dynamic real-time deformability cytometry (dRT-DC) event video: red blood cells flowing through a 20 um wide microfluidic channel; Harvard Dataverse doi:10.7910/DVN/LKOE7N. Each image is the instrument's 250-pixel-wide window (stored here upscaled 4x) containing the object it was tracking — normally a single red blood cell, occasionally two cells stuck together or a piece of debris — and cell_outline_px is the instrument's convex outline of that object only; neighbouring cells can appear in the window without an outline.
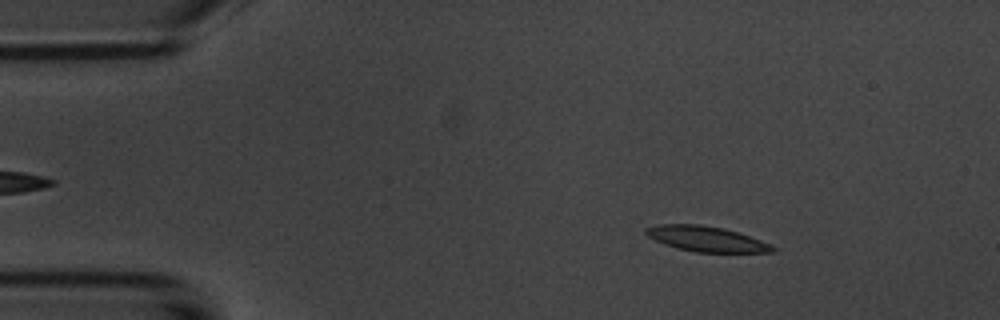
{"species": "common noctule bat (a hibernating species)", "species_latin": "Nyctalus noctula", "temperature_condition": "room temperature", "stored_images_in_passage": 53, "camera_frame_rate_fps": 3000, "um_per_image_px": 0.085, "animal": {"sex": "male", "body_mass_g": 20.1, "forearm_length_mm": 53.5}, "frame": {"image": 1, "passage_image": 7, "time_ms": 2.0, "image_size_px": [1000, 320], "cell_outline_px": [[776, 252], [696, 252], [676, 248], [664, 244], [648, 236], [644, 232], [644, 228], [656, 224], [700, 224], [724, 228], [760, 240], [776, 248]], "centroid_in_image_um": [59.98, 20.3], "position_along_channel_um": 25.0, "area_um2": 18.55}}
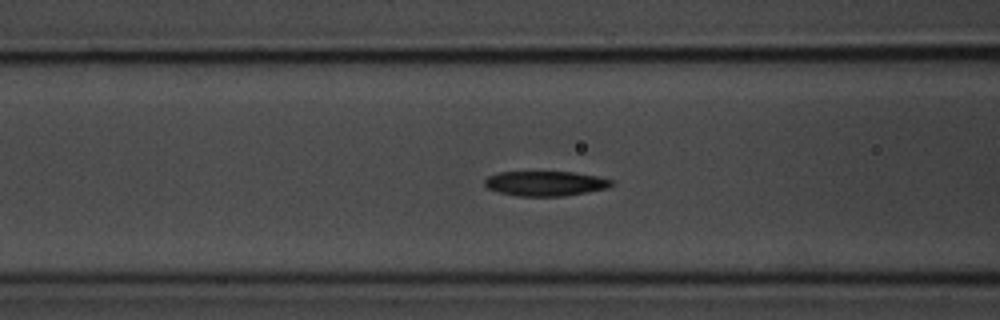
{"frame": {"image": 2, "passage_image": 20, "time_ms": 6.333, "image_size_px": [1000, 320], "cell_outline_px": [[612, 184], [608, 188], [564, 196], [516, 196], [500, 192], [488, 188], [484, 184], [484, 180], [488, 176], [496, 172], [576, 172], [596, 176], [612, 180]], "centroid_in_image_um": [46.33, 15.59], "position_along_channel_um": 120.3, "area_um2": 18.32}}
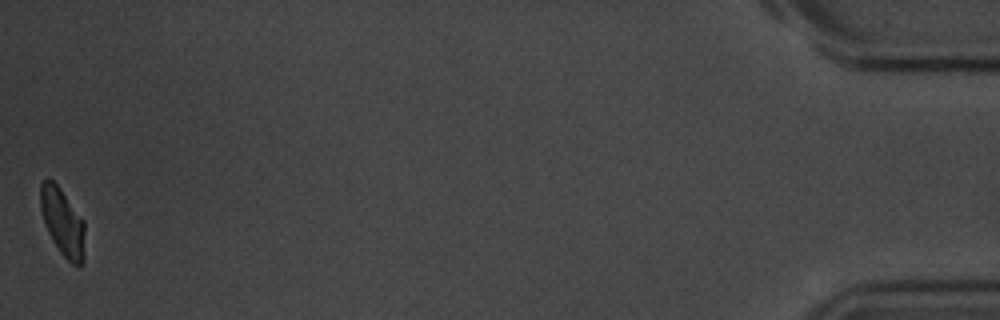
{"frame": {"image": 3, "passage_image": 53, "time_ms": 17.333, "image_size_px": [1000, 320], "cell_outline_px": [[84, 260], [80, 268], [76, 268], [60, 252], [52, 240], [44, 224], [40, 208], [40, 184], [44, 180], [52, 180], [60, 188], [84, 220]], "centroid_in_image_um": [5.33, 18.92], "position_along_channel_um": 429.9, "area_um2": 17.63}, "authors_computed_cell_mechanics": {"area_um2": 18.785, "velocity_mm_per_s": 3.6903, "shape_relaxation_time_tau1_ms": 3.7407, "shape_relaxation_time_tau2_ms": 9.5671, "deformation_change_tau1": 0.125, "deformation_change_tau2": 0.1439}}